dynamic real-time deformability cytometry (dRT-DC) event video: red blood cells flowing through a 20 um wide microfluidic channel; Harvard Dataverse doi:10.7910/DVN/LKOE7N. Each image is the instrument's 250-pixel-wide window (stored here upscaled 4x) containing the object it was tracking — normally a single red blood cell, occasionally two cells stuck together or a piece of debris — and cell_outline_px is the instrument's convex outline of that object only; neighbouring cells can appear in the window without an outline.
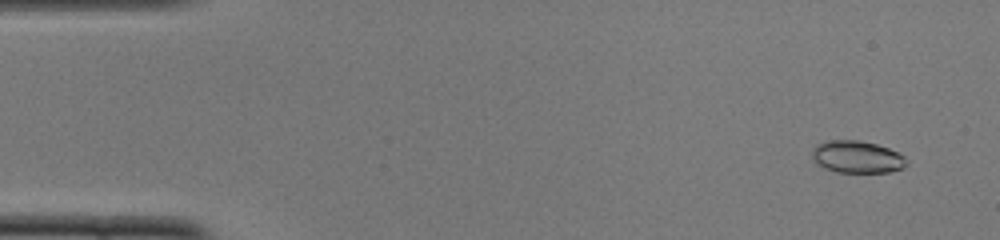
{"species": "common noctule bat (a hibernating species)", "species_latin": "Nyctalus noctula", "temperature_condition": "cold", "stored_images_in_passage": 52, "camera_frame_rate_fps": 3000, "um_per_image_px": 0.085, "animal": {"sex": "female", "body_mass_g": 22.0, "forearm_length_mm": 56.7}, "frame": {"image": 1, "passage_image": 4, "time_ms": 1.0, "image_size_px": [1000, 240], "cell_outline_px": [[908, 164], [904, 168], [888, 172], [836, 172], [824, 168], [816, 164], [812, 160], [812, 148], [816, 144], [828, 140], [860, 140], [876, 144], [888, 148], [904, 156], [908, 160]], "centroid_in_image_um": [72.82, 13.34], "position_along_channel_um": 12.2, "area_um2": 17.98}}
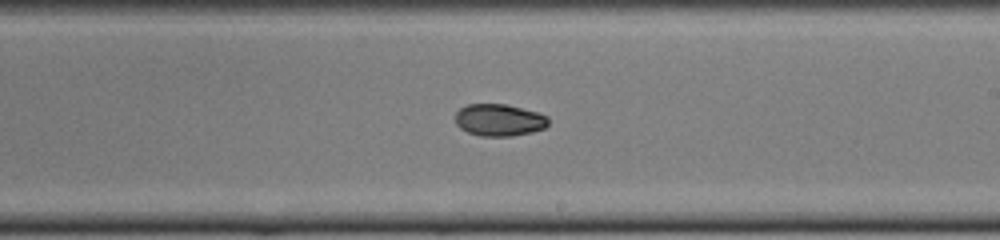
{"frame": {"image": 2, "passage_image": 31, "time_ms": 10.0, "image_size_px": [1000, 240], "cell_outline_px": [[548, 124], [544, 128], [532, 132], [512, 136], [480, 136], [468, 132], [460, 128], [456, 124], [456, 112], [460, 108], [468, 104], [508, 104], [536, 112], [548, 116]], "centroid_in_image_um": [42.43, 10.2], "position_along_channel_um": 246.6, "area_um2": 17.4}}
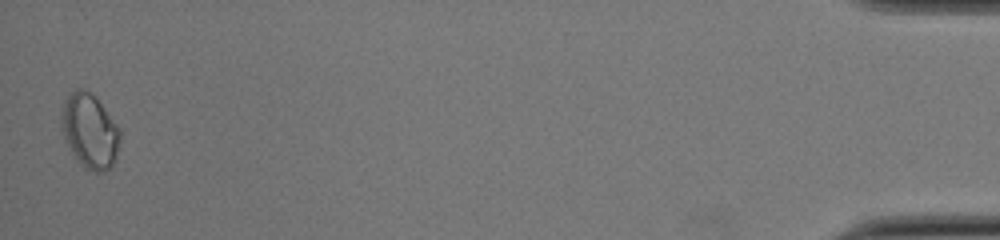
{"frame": {"image": 3, "passage_image": 52, "time_ms": 17.0, "image_size_px": [1000, 240], "cell_outline_px": [[120, 140], [116, 160], [104, 172], [96, 172], [84, 168], [80, 164], [64, 140], [60, 128], [60, 116], [64, 100], [76, 88], [84, 88], [100, 104], [120, 128]], "centroid_in_image_um": [7.6, 11.16], "position_along_channel_um": 427.6, "area_um2": 25.43}, "authors_computed_cell_mechanics": {"area_um2": 18.0625, "velocity_mm_per_s": 3.8755, "shape_relaxation_time_tau1_ms": 8.653, "shape_relaxation_time_tau2_ms": 4.2224, "deformation_change_tau1": 0.0848, "deformation_change_tau2": 0.053}}